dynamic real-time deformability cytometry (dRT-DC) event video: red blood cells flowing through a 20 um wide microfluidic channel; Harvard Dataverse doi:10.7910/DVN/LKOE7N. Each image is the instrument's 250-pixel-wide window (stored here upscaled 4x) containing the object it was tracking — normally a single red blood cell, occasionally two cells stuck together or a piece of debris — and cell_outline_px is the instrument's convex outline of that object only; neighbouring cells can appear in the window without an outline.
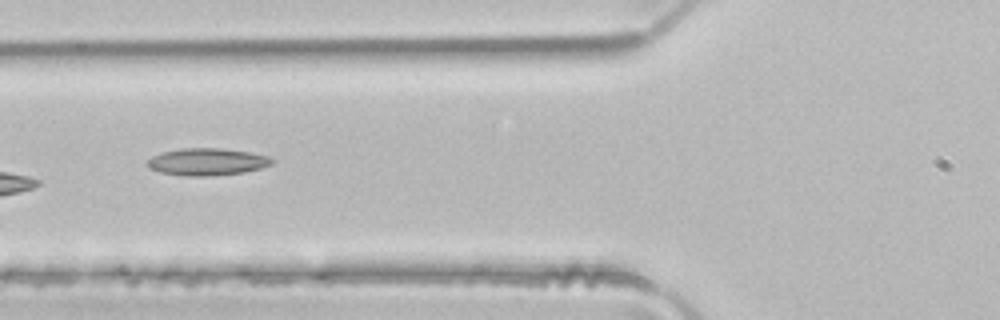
{"species": "common noctule bat (a hibernating species)", "species_latin": "Nyctalus noctula", "temperature_condition": "room temperature", "stored_images_in_passage": 6, "camera_frame_rate_fps": 3000, "um_per_image_px": 0.085, "animal": {"sex": "male", "body_mass_g": 21.5, "forearm_length_mm": 52.0}, "frame": {"image": 1, "passage_image": 6, "time_ms": 1.667, "image_size_px": [1000, 320], "cell_outline_px": [[272, 164], [260, 168], [244, 172], [212, 176], [184, 176], [160, 172], [148, 168], [144, 164], [152, 156], [164, 152], [184, 148], [220, 148], [248, 152], [268, 156], [272, 160]], "centroid_in_image_um": [17.56, 13.76], "position_along_channel_um": 108.2, "area_um2": 19.65}}